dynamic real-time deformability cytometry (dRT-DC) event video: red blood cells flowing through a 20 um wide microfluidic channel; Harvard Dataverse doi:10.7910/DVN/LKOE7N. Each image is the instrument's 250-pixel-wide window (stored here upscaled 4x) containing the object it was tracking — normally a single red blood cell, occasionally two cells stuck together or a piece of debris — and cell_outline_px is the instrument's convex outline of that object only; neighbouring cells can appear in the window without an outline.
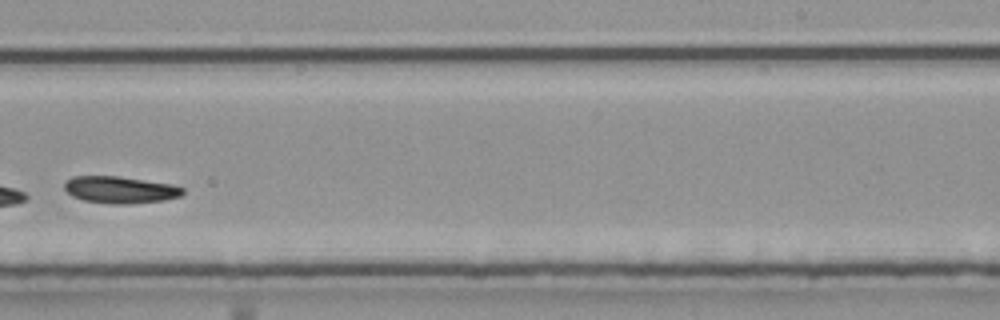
{"species": "common noctule bat (a hibernating species)", "species_latin": "Nyctalus noctula", "temperature_condition": "room temperature", "stored_images_in_passage": 37, "camera_frame_rate_fps": 3000, "um_per_image_px": 0.085, "animal": {"sex": "male", "body_mass_g": 20.4}, "frame": {"image": 1, "passage_image": 22, "time_ms": 7.0, "image_size_px": [1000, 320], "cell_outline_px": [[184, 192], [180, 196], [164, 200], [132, 204], [112, 204], [84, 200], [72, 196], [64, 188], [64, 180], [72, 176], [120, 176], [172, 184], [184, 188]], "centroid_in_image_um": [10.2, 16.12], "position_along_channel_um": 278.8, "area_um2": 18.73}}